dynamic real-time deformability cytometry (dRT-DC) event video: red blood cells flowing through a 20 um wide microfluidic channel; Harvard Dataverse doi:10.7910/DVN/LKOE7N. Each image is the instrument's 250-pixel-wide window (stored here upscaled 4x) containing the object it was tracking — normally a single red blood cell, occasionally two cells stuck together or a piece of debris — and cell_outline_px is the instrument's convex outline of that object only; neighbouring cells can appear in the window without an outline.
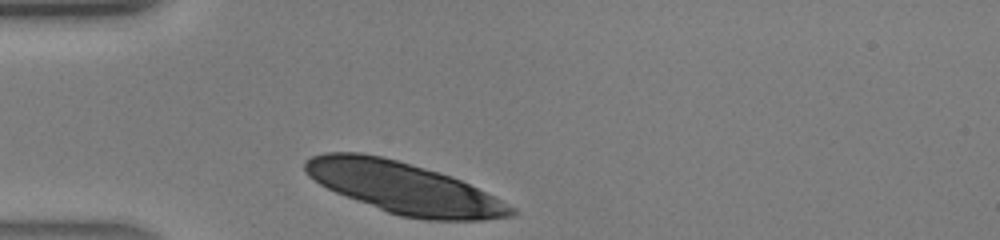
{"species": "human", "species_latin": "Homo sapiens", "temperature_condition": "warm", "stored_images_in_passage": 5, "camera_frame_rate_fps": 3000, "um_per_image_px": 0.085, "donor": {"sex": "male"}, "frame": {"image": 1, "passage_image": 1, "time_ms": 0.0, "image_size_px": [1000, 240], "cell_outline_px": [[516, 212], [508, 216], [476, 220], [436, 220], [404, 216], [388, 212], [336, 192], [320, 184], [304, 168], [304, 164], [312, 156], [328, 152], [356, 152], [380, 156], [396, 160], [436, 172], [460, 180], [500, 200], [512, 208]], "centroid_in_image_um": [34.28, 15.96], "position_along_channel_um": 50.7, "area_um2": 59.53}}